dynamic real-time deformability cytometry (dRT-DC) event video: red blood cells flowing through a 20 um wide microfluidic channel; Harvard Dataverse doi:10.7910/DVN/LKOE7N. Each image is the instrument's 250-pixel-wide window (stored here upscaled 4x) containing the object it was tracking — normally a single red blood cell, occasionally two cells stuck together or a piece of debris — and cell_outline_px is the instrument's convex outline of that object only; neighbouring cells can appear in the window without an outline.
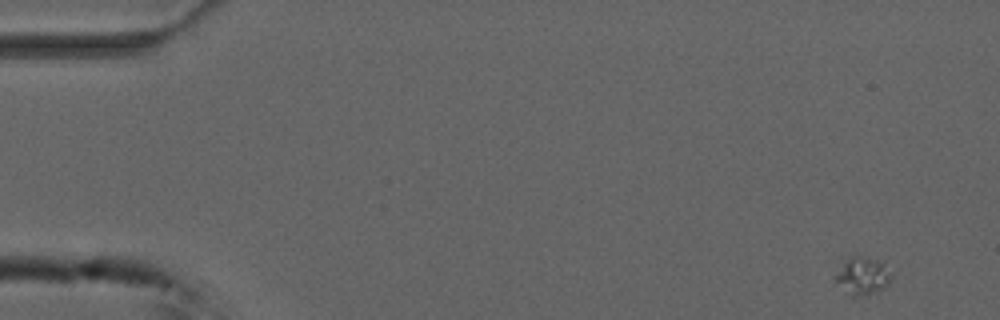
{"species": "common noctule bat (a hibernating species)", "species_latin": "Nyctalus noctula", "temperature_condition": "cold", "stored_images_in_passage": 9, "camera_frame_rate_fps": 3000, "um_per_image_px": 0.085, "animal": {"sex": "male", "forearm_length_mm": 52.5}, "frame": {"image": 1, "passage_image": 1, "time_ms": 0.0, "image_size_px": [1000, 320], "cell_outline_px": [[892, 276], [888, 284], [884, 288], [872, 292], [856, 296], [852, 296], [836, 280], [836, 276], [844, 264], [852, 256], [864, 256], [880, 264]], "centroid_in_image_um": [73.33, 23.47], "position_along_channel_um": 11.7, "area_um2": 11.04}}